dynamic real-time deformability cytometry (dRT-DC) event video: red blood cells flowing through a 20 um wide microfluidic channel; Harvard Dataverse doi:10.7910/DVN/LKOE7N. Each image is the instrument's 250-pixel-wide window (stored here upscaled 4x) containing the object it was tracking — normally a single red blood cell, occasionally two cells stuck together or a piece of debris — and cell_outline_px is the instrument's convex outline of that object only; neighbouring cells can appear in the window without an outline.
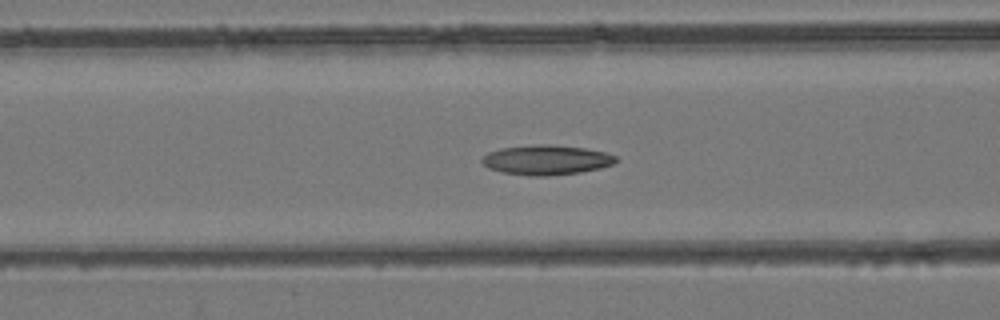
{"species": "common noctule bat (a hibernating species)", "species_latin": "Nyctalus noctula", "temperature_condition": "room temperature", "stored_images_in_passage": 48, "camera_frame_rate_fps": 3000, "um_per_image_px": 0.085, "animal": {"sex": "female", "body_mass_g": 24.6, "forearm_length_mm": 56.2}, "frame": {"image": 1, "passage_image": 19, "time_ms": 6.0, "image_size_px": [1000, 320], "cell_outline_px": [[620, 160], [612, 164], [600, 168], [580, 172], [548, 176], [532, 176], [500, 172], [488, 168], [480, 160], [488, 152], [500, 148], [540, 144], [548, 144], [584, 148], [604, 152], [616, 156]], "centroid_in_image_um": [46.43, 13.6], "position_along_channel_um": 120.2, "area_um2": 23.24}}
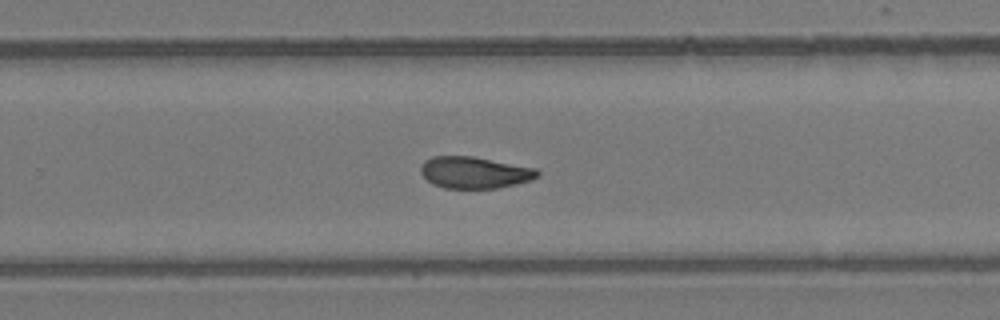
{"frame": {"image": 2, "passage_image": 31, "time_ms": 10.0, "image_size_px": [1000, 320], "cell_outline_px": [[540, 176], [532, 180], [516, 184], [496, 188], [444, 188], [432, 184], [420, 172], [420, 168], [424, 160], [432, 156], [472, 156], [536, 168], [540, 172]], "centroid_in_image_um": [40.34, 14.66], "position_along_channel_um": 289.5, "area_um2": 21.62}}
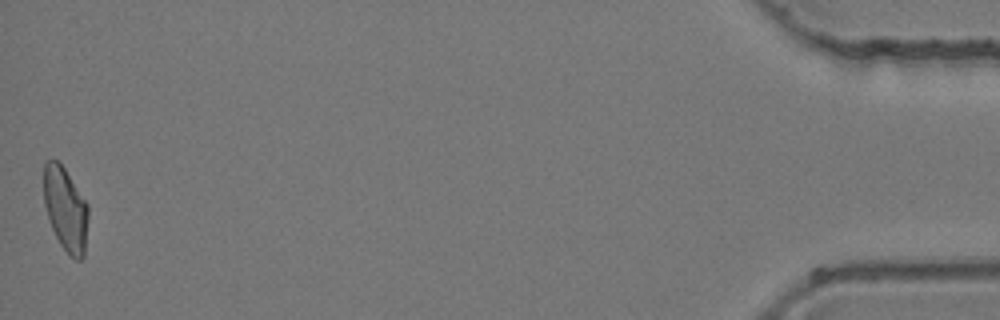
{"frame": {"image": 3, "passage_image": 48, "time_ms": 15.667, "image_size_px": [1000, 320], "cell_outline_px": [[88, 220], [84, 256], [80, 260], [76, 260], [60, 244], [48, 220], [44, 204], [44, 164], [48, 160], [56, 160], [64, 168], [88, 204]], "centroid_in_image_um": [5.57, 17.78], "position_along_channel_um": 429.6, "area_um2": 21.56}}